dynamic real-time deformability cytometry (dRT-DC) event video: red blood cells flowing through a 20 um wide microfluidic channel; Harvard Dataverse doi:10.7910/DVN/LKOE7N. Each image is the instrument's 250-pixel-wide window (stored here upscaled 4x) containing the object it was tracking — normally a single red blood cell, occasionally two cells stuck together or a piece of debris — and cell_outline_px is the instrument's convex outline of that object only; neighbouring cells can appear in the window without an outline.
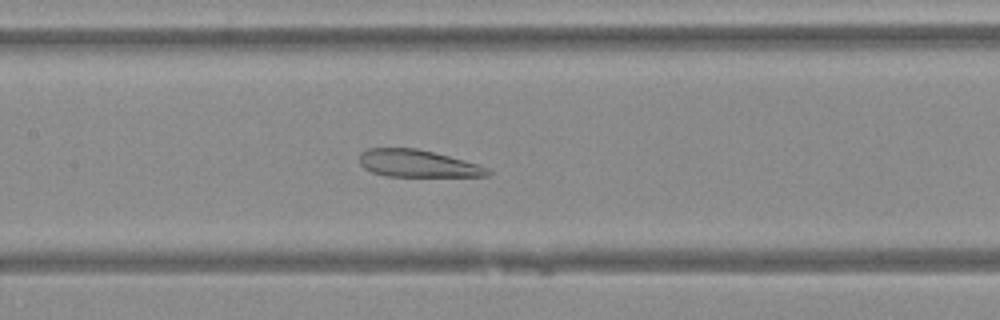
{"species": "Egyptian fruit bat (a non-hibernating species)", "species_latin": "Rousettus aegyptiacus", "temperature_condition": "warm", "stored_images_in_passage": 40, "camera_frame_rate_fps": 3000, "um_per_image_px": 0.085, "animal": {"sex": "female"}, "frame": {"image": 1, "passage_image": 15, "time_ms": 4.667, "image_size_px": [1000, 320], "cell_outline_px": [[492, 172], [488, 176], [388, 176], [372, 172], [364, 168], [360, 164], [360, 152], [368, 148], [416, 148], [448, 156], [476, 164], [488, 168]], "centroid_in_image_um": [35.46, 13.9], "position_along_channel_um": 171.9, "area_um2": 20.11}}
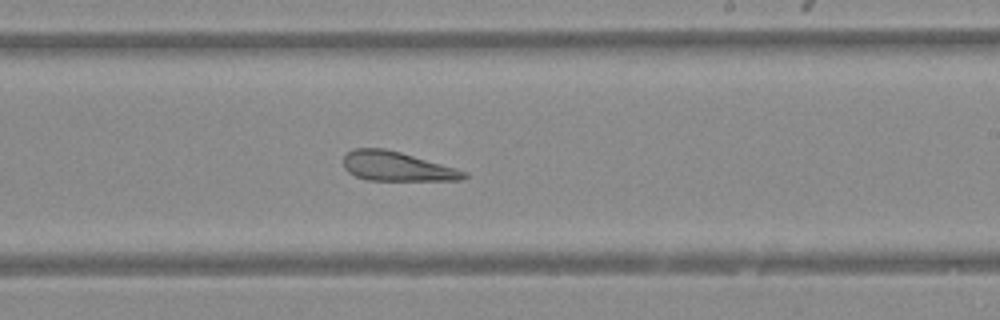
{"frame": {"image": 2, "passage_image": 21, "time_ms": 6.667, "image_size_px": [1000, 320], "cell_outline_px": [[468, 176], [464, 180], [368, 180], [356, 176], [348, 172], [344, 168], [344, 156], [352, 148], [384, 148], [400, 152], [456, 168], [468, 172]], "centroid_in_image_um": [33.74, 14.14], "position_along_channel_um": 255.3, "area_um2": 20.58}}
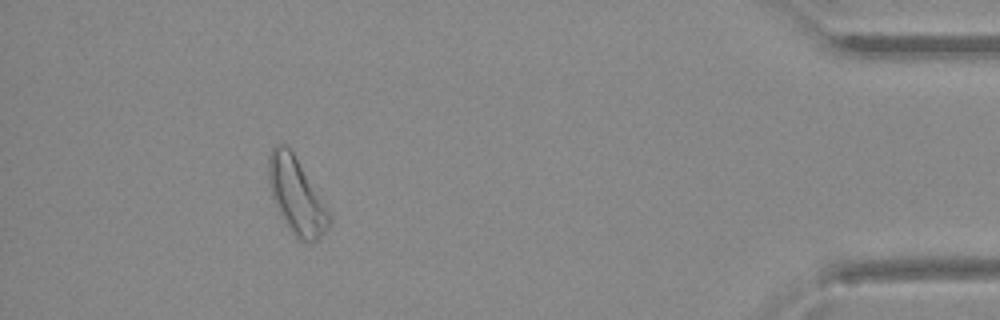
{"frame": {"image": 3, "passage_image": 36, "time_ms": 11.667, "image_size_px": [1000, 320], "cell_outline_px": [[332, 220], [328, 228], [316, 240], [308, 244], [300, 240], [292, 232], [280, 212], [272, 196], [268, 176], [268, 156], [272, 148], [276, 144], [284, 144], [292, 152], [324, 204]], "centroid_in_image_um": [25.18, 16.65], "position_along_channel_um": 410.0, "area_um2": 25.89}}